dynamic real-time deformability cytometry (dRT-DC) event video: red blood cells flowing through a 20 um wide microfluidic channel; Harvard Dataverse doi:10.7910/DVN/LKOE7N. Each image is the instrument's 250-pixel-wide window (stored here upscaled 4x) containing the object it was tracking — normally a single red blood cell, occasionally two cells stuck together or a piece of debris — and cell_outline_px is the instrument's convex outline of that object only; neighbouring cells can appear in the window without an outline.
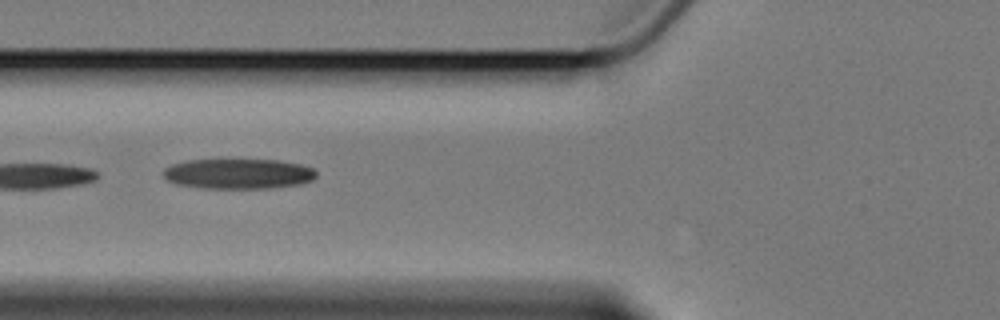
{"species": "Egyptian fruit bat (a non-hibernating species)", "species_latin": "Rousettus aegyptiacus", "temperature_condition": "cold", "stored_images_in_passage": 8, "camera_frame_rate_fps": 3000, "um_per_image_px": 0.085, "animal": {"sex": "female"}, "frame": {"image": 1, "passage_image": 4, "time_ms": 4.0, "image_size_px": [1000, 320], "cell_outline_px": [[316, 176], [312, 180], [300, 184], [268, 188], [200, 188], [176, 184], [168, 180], [164, 176], [164, 168], [172, 164], [188, 160], [280, 160], [300, 164], [312, 168], [316, 172]], "centroid_in_image_um": [20.25, 14.77], "position_along_channel_um": 105.5, "area_um2": 26.82}}
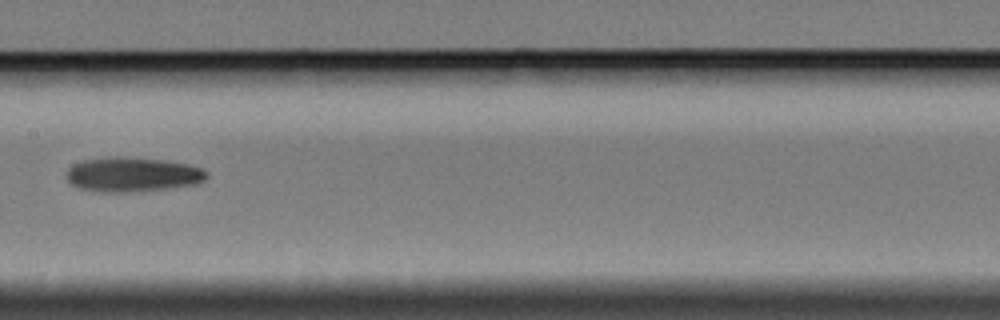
{"frame": {"image": 2, "passage_image": 6, "time_ms": 6.667, "image_size_px": [1000, 320], "cell_outline_px": [[208, 176], [204, 180], [196, 184], [168, 188], [128, 192], [100, 192], [76, 188], [68, 184], [68, 168], [72, 164], [84, 160], [116, 156], [124, 156], [164, 160], [188, 164], [200, 168], [208, 172]], "centroid_in_image_um": [11.23, 14.83], "position_along_channel_um": 196.2, "area_um2": 28.38}}
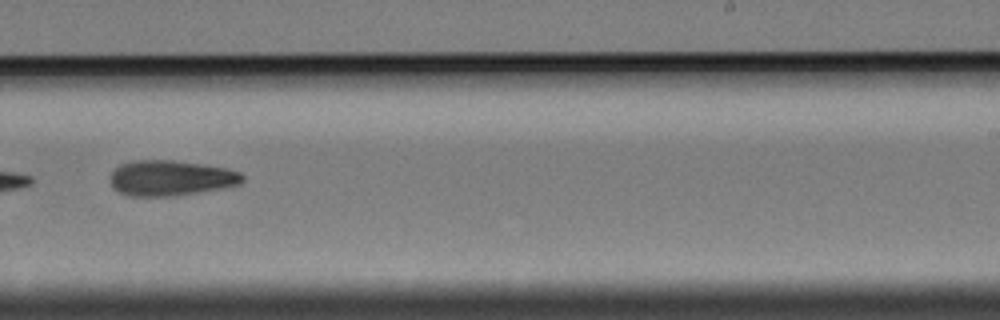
{"frame": {"image": 3, "passage_image": 8, "time_ms": 9.0, "image_size_px": [1000, 320], "cell_outline_px": [[244, 180], [240, 184], [224, 188], [176, 196], [128, 196], [112, 188], [112, 172], [120, 164], [132, 160], [172, 160], [228, 168], [240, 172], [244, 176]], "centroid_in_image_um": [14.54, 15.14], "position_along_channel_um": 274.5, "area_um2": 27.4}}